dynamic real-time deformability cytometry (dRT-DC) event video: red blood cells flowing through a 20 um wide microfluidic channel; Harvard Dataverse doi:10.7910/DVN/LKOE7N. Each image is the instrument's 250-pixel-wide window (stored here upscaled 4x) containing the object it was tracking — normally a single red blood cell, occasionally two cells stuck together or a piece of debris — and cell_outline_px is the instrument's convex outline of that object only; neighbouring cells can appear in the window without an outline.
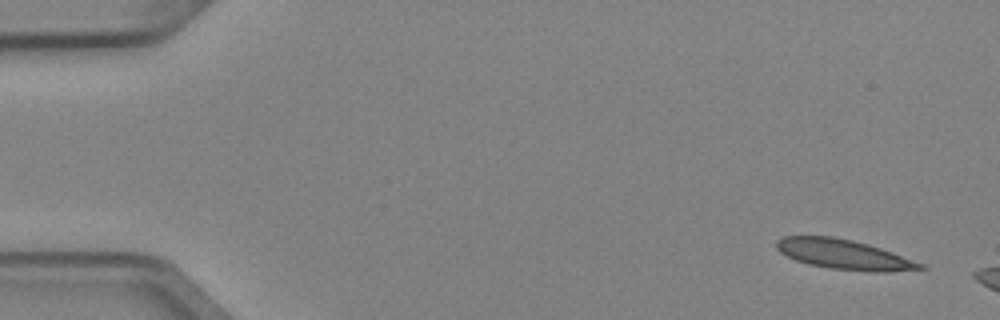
{"species": "Egyptian fruit bat (a non-hibernating species)", "species_latin": "Rousettus aegyptiacus", "temperature_condition": "cold", "stored_images_in_passage": 2, "camera_frame_rate_fps": 3000, "um_per_image_px": 0.085, "animal": {"sex": "female"}, "frame": {"image": 1, "passage_image": 1, "time_ms": 0.0, "image_size_px": [1000, 320], "cell_outline_px": [[928, 268], [888, 272], [876, 272], [832, 268], [808, 264], [796, 260], [780, 252], [776, 248], [776, 240], [784, 236], [832, 236], [852, 240], [868, 244], [892, 252], [924, 264]], "centroid_in_image_um": [71.73, 21.62], "position_along_channel_um": 13.3, "area_um2": 24.8}}